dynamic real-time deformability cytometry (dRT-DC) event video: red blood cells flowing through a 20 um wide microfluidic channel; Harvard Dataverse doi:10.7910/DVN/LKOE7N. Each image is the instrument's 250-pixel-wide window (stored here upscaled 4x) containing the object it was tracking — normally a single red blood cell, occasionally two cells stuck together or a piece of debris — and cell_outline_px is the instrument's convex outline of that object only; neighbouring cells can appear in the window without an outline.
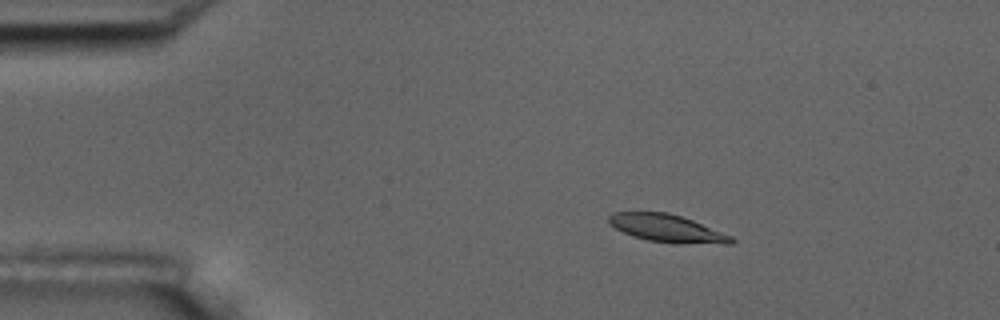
{"species": "common noctule bat (a hibernating species)", "species_latin": "Nyctalus noctula", "temperature_condition": "room temperature", "stored_images_in_passage": 4, "camera_frame_rate_fps": 3000, "um_per_image_px": 0.085, "animal": {"sex": "male", "body_mass_g": 17.5, "forearm_length_mm": 52.3}, "frame": {"image": 1, "passage_image": 2, "time_ms": 1.333, "image_size_px": [1000, 320], "cell_outline_px": [[736, 240], [732, 244], [680, 244], [648, 240], [632, 236], [608, 224], [608, 216], [612, 212], [668, 212], [692, 220], [732, 236]], "centroid_in_image_um": [56.71, 19.42], "position_along_channel_um": 28.3, "area_um2": 19.83}}